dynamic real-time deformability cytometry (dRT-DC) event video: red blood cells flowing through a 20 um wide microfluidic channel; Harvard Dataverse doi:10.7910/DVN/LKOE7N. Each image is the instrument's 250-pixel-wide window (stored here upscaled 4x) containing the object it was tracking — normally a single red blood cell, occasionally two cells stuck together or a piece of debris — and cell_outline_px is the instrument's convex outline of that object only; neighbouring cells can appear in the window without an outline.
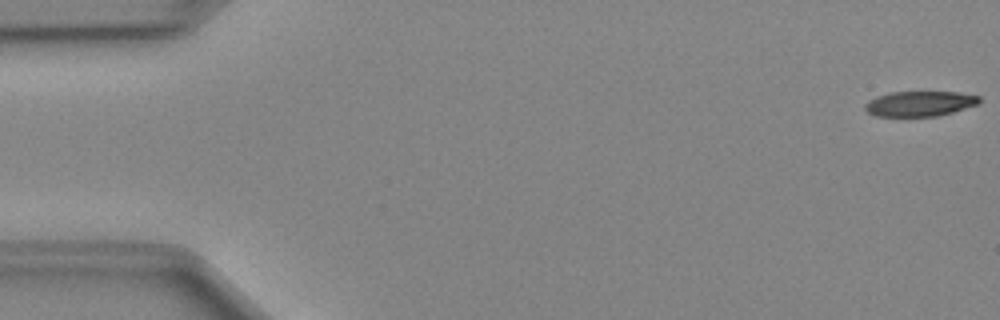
{"species": "Egyptian fruit bat (a non-hibernating species)", "species_latin": "Rousettus aegyptiacus", "temperature_condition": "cold", "stored_images_in_passage": 50, "camera_frame_rate_fps": 3000, "um_per_image_px": 0.085, "animal": {"sex": "female"}, "frame": {"image": 1, "passage_image": 1, "time_ms": 0.0, "image_size_px": [1000, 320], "cell_outline_px": [[980, 104], [952, 112], [936, 116], [876, 116], [868, 112], [864, 108], [864, 104], [868, 100], [876, 96], [892, 92], [960, 92], [980, 96]], "centroid_in_image_um": [78.18, 8.8], "position_along_channel_um": 6.8, "area_um2": 16.82}}
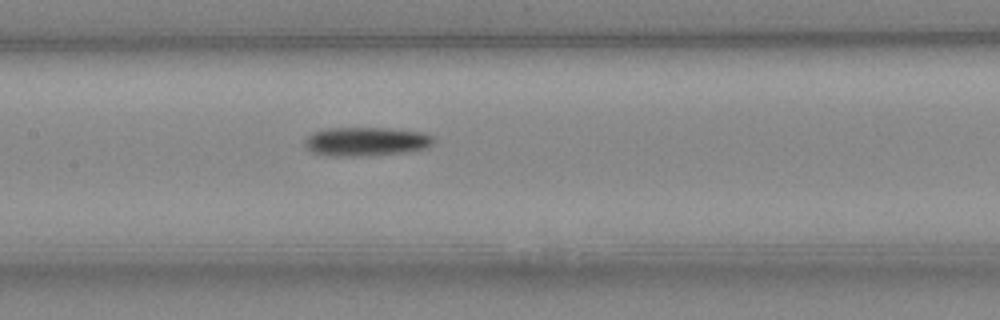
{"frame": {"image": 2, "passage_image": 24, "time_ms": 7.667, "image_size_px": [1000, 320], "cell_outline_px": [[432, 144], [428, 148], [404, 152], [352, 156], [336, 156], [312, 152], [304, 144], [304, 140], [312, 132], [324, 128], [388, 128], [424, 132], [432, 136]], "centroid_in_image_um": [31.1, 12.01], "position_along_channel_um": 176.3, "area_um2": 21.5}}
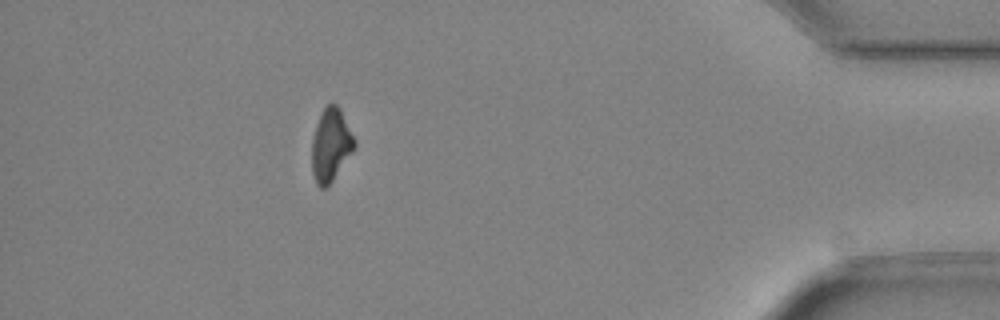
{"frame": {"image": 3, "passage_image": 45, "time_ms": 14.667, "image_size_px": [1000, 320], "cell_outline_px": [[356, 148], [332, 180], [324, 188], [320, 188], [316, 184], [312, 172], [312, 136], [316, 124], [324, 108], [328, 104], [336, 104], [340, 108], [356, 140]], "centroid_in_image_um": [28.13, 12.32], "position_along_channel_um": 407.1, "area_um2": 18.09}, "authors_computed_cell_mechanics": {"area_um2": 19.2763, "velocity_mm_per_s": 4.0529, "shape_relaxation_time_tau1_ms": 6.4058, "shape_relaxation_time_tau2_ms": null, "deformation_change_tau1": 0.1426, "deformation_change_tau2": null}}